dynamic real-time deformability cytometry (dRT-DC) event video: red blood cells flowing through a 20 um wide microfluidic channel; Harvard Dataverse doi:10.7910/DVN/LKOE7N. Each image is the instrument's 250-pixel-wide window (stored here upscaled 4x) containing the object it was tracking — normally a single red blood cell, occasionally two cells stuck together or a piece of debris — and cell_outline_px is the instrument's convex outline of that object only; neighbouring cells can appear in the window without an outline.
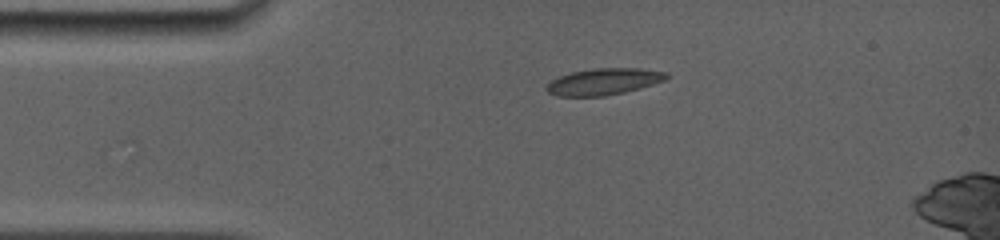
{"species": "common noctule bat (a hibernating species)", "species_latin": "Nyctalus noctula", "temperature_condition": "room temperature", "stored_images_in_passage": 2, "camera_frame_rate_fps": 5000, "um_per_image_px": 0.085, "animal": {"sex": "female", "body_mass_g": 19.0, "forearm_length_mm": 56.7}, "frame": {"image": 1, "passage_image": 1, "time_ms": 0.0, "image_size_px": [1000, 240], "cell_outline_px": [[668, 76], [664, 80], [640, 88], [624, 92], [604, 96], [556, 96], [548, 92], [544, 88], [552, 80], [560, 76], [572, 72], [596, 68], [640, 68], [668, 72]], "centroid_in_image_um": [51.31, 6.94], "position_along_channel_um": 33.7, "area_um2": 18.44}}